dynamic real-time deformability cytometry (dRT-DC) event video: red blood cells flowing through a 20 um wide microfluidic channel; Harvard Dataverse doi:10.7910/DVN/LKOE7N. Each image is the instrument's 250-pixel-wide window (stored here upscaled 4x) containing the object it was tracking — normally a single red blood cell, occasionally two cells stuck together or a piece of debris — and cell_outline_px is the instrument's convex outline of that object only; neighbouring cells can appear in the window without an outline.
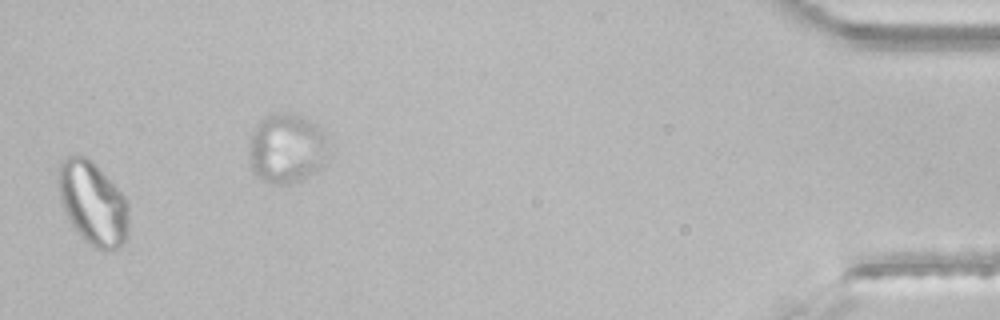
{"species": "common noctule bat (a hibernating species)", "species_latin": "Nyctalus noctula", "temperature_condition": "room temperature", "stored_images_in_passage": 43, "segment_of_instrument_passage": [2, 3], "camera_frame_rate_fps": 3000, "um_per_image_px": 0.085, "animal": {"sex": "male", "body_mass_g": 21.5, "forearm_length_mm": 52.0}, "frame": {"image": 1, "passage_image": 42, "time_ms": 13.667, "image_size_px": [1000, 320], "cell_outline_px": [[128, 232], [124, 240], [112, 252], [104, 252], [96, 248], [84, 240], [80, 236], [72, 224], [60, 200], [60, 164], [68, 156], [84, 156], [92, 160], [124, 196], [128, 204]], "centroid_in_image_um": [7.93, 17.31], "position_along_channel_um": 427.3, "area_um2": 33.52}}